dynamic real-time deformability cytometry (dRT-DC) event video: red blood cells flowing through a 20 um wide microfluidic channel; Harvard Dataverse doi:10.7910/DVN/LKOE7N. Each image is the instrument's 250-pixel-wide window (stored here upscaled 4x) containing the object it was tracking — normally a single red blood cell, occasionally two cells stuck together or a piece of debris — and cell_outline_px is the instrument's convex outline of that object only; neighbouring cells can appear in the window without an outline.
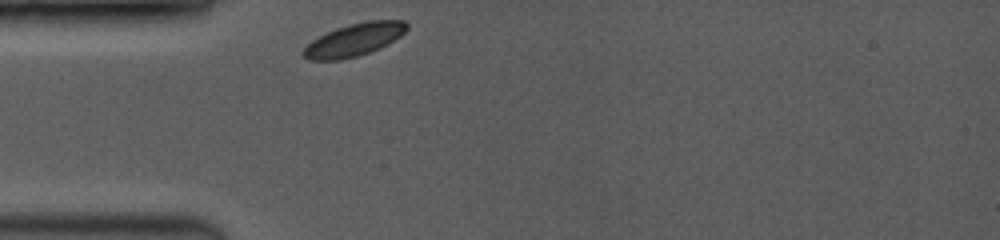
{"species": "common noctule bat (a hibernating species)", "species_latin": "Nyctalus noctula", "temperature_condition": "room temperature", "stored_images_in_passage": 17, "camera_frame_rate_fps": 3500, "um_per_image_px": 0.085, "animal": {"sex": "female", "body_mass_g": 19.0, "forearm_length_mm": 53.3}, "frame": {"image": 1, "passage_image": 1, "time_ms": 0.0, "image_size_px": [1000, 240], "cell_outline_px": [[408, 28], [400, 36], [380, 48], [356, 56], [340, 60], [308, 60], [300, 52], [312, 40], [336, 28], [348, 24], [368, 20], [404, 20], [408, 24]], "centroid_in_image_um": [30.1, 3.37], "position_along_channel_um": 54.9, "area_um2": 19.59}}
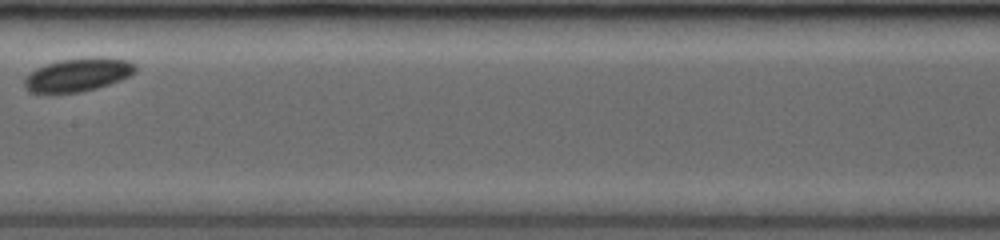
{"frame": {"image": 2, "passage_image": 9, "time_ms": 4.0, "image_size_px": [1000, 240], "cell_outline_px": [[136, 72], [120, 80], [96, 88], [80, 92], [44, 96], [32, 92], [24, 84], [24, 76], [36, 68], [60, 60], [128, 60], [136, 64]], "centroid_in_image_um": [6.52, 6.44], "position_along_channel_um": 200.9, "area_um2": 21.04}}
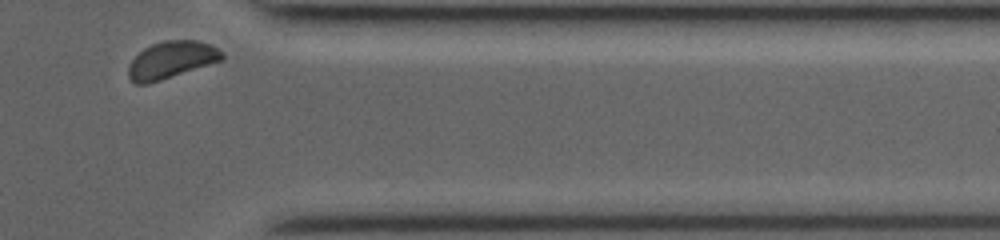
{"frame": {"image": 3, "passage_image": 17, "time_ms": 9.143, "image_size_px": [1000, 240], "cell_outline_px": [[224, 60], [148, 84], [136, 84], [128, 76], [128, 64], [144, 48], [152, 44], [164, 40], [196, 40], [208, 44], [224, 52]], "centroid_in_image_um": [14.57, 5.09], "position_along_channel_um": 396.8, "area_um2": 20.23}, "authors_computed_cell_mechanics": {"area_um2": 20.1722, "velocity_mm_per_s": 3.8352, "shape_relaxation_time_tau1_ms": 0.5119, "shape_relaxation_time_tau2_ms": null, "deformation_change_tau1": 0.0265, "deformation_change_tau2": null}}